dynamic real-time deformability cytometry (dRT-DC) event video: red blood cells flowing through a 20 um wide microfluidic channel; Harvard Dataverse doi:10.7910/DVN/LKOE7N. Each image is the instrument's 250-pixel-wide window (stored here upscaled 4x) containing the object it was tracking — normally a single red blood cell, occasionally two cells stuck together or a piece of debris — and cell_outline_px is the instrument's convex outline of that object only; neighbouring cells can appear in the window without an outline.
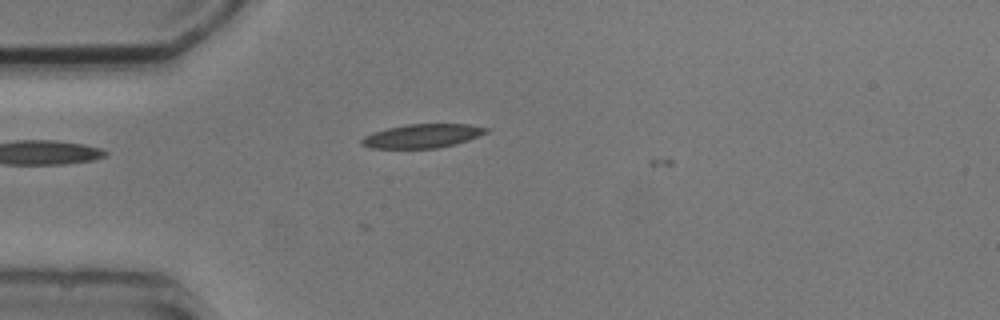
{"species": "common noctule bat (a hibernating species)", "species_latin": "Nyctalus noctula", "temperature_condition": "cold", "stored_images_in_passage": 2, "camera_frame_rate_fps": 3000, "um_per_image_px": 0.085, "animal": {"sex": "male", "body_mass_g": 20.5, "forearm_length_mm": 52.5}, "frame": {"image": 1, "passage_image": 1, "time_ms": 0.0, "image_size_px": [1000, 320], "cell_outline_px": [[488, 132], [468, 140], [456, 144], [436, 148], [372, 148], [360, 144], [360, 140], [364, 136], [372, 132], [404, 124], [468, 124], [488, 128]], "centroid_in_image_um": [35.88, 11.55], "position_along_channel_um": 49.1, "area_um2": 17.28}}